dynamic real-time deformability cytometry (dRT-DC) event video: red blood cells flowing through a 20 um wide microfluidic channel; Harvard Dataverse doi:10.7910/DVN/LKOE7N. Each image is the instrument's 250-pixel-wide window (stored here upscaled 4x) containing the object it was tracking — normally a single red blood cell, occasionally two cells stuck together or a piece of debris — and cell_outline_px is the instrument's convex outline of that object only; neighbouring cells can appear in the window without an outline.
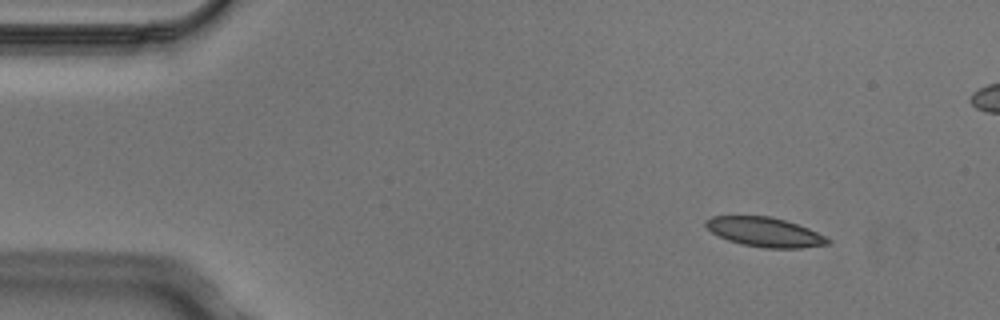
{"species": "Egyptian fruit bat (a non-hibernating species)", "species_latin": "Rousettus aegyptiacus", "temperature_condition": "cold", "stored_images_in_passage": 7, "camera_frame_rate_fps": 3000, "um_per_image_px": 0.085, "animal": {"sex": "male"}, "frame": {"image": 1, "passage_image": 1, "time_ms": 0.0, "image_size_px": [1000, 320], "cell_outline_px": [[832, 244], [800, 248], [764, 248], [740, 244], [728, 240], [712, 232], [704, 224], [704, 220], [712, 216], [772, 216], [808, 228], [832, 240]], "centroid_in_image_um": [65.01, 19.73], "position_along_channel_um": 20.0, "area_um2": 20.92}}
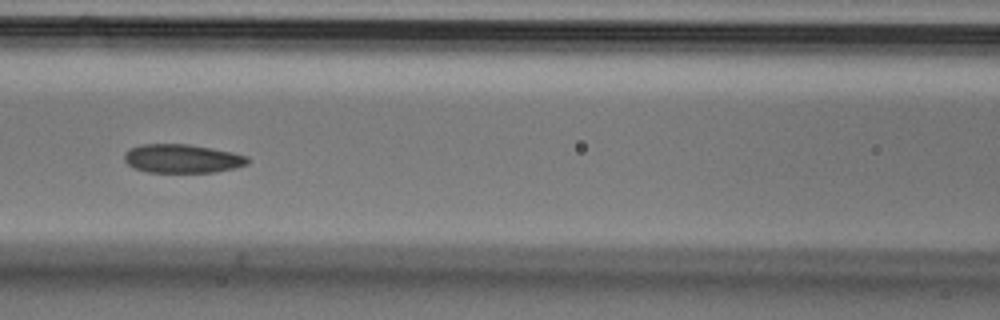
{"frame": {"image": 2, "passage_image": 5, "time_ms": 1.333, "image_size_px": [1000, 320], "cell_outline_px": [[248, 164], [236, 168], [216, 172], [148, 172], [132, 168], [124, 160], [124, 152], [140, 144], [188, 144], [232, 152], [248, 156]], "centroid_in_image_um": [15.48, 13.48], "position_along_channel_um": 151.1, "area_um2": 20.69}}
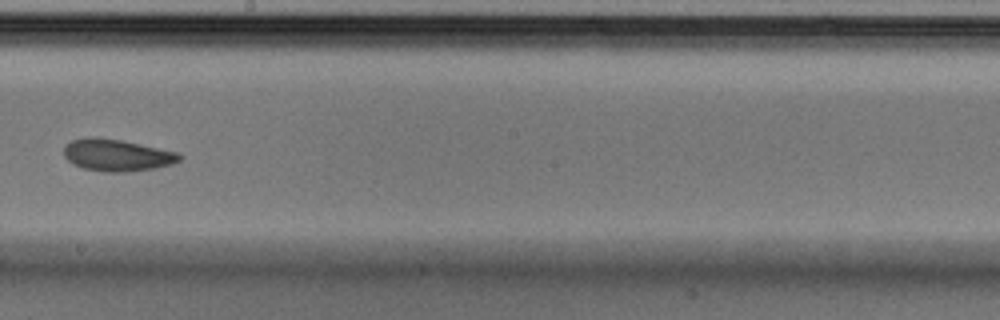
{"frame": {"image": 3, "passage_image": 7, "time_ms": 2.0, "image_size_px": [1000, 320], "cell_outline_px": [[184, 156], [180, 160], [172, 164], [156, 168], [124, 172], [108, 172], [84, 168], [72, 164], [64, 156], [64, 148], [72, 140], [88, 136], [96, 136], [120, 140], [180, 152]], "centroid_in_image_um": [9.97, 13.18], "position_along_channel_um": 238.2, "area_um2": 21.62}}